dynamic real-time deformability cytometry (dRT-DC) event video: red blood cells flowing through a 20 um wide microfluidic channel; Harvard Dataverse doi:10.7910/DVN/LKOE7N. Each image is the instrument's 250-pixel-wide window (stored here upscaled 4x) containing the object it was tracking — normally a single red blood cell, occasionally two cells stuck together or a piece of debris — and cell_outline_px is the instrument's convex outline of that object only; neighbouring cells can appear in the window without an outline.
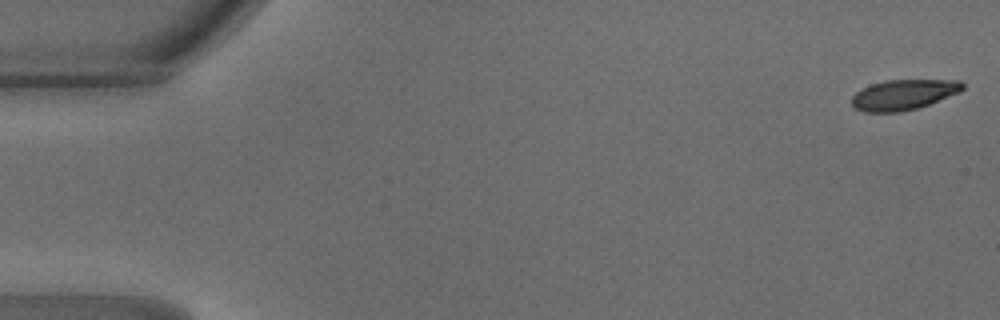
{"species": "common noctule bat (a hibernating species)", "species_latin": "Nyctalus noctula", "temperature_condition": "warm", "stored_images_in_passage": 48, "camera_frame_rate_fps": 3000, "um_per_image_px": 0.085, "animal": {"sex": "male", "body_mass_g": 18.8}, "frame": {"image": 1, "passage_image": 1, "time_ms": 0.0, "image_size_px": [1000, 320], "cell_outline_px": [[964, 88], [960, 92], [928, 104], [916, 108], [900, 112], [864, 112], [856, 108], [852, 104], [852, 96], [860, 88], [884, 80], [960, 80], [964, 84]], "centroid_in_image_um": [76.79, 8.04], "position_along_channel_um": 8.2, "area_um2": 19.54}}
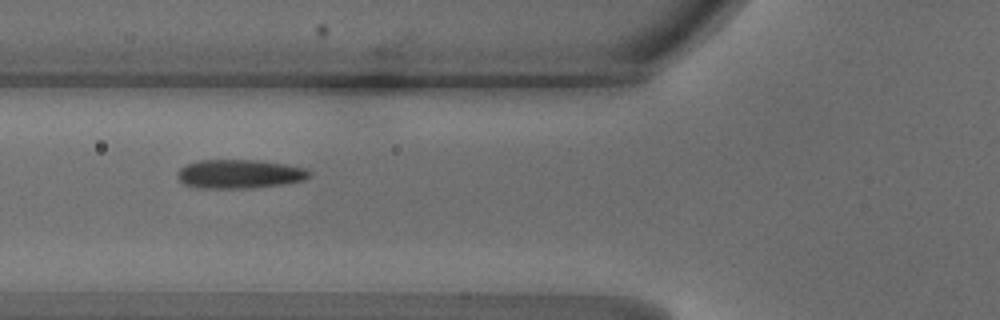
{"frame": {"image": 2, "passage_image": 18, "time_ms": 5.667, "image_size_px": [1000, 320], "cell_outline_px": [[312, 172], [304, 180], [280, 184], [248, 188], [196, 188], [184, 184], [176, 176], [176, 172], [180, 168], [188, 164], [200, 160], [256, 160], [284, 164], [304, 168]], "centroid_in_image_um": [20.3, 14.79], "position_along_channel_um": 105.5, "area_um2": 22.02}}
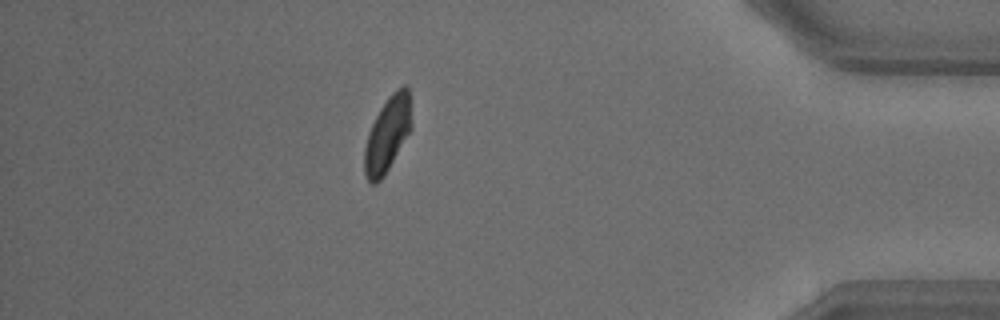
{"frame": {"image": 3, "passage_image": 42, "time_ms": 13.667, "image_size_px": [1000, 320], "cell_outline_px": [[412, 128], [384, 176], [376, 184], [372, 184], [368, 180], [364, 172], [364, 148], [368, 132], [380, 108], [388, 96], [396, 88], [404, 84], [408, 88], [412, 124]], "centroid_in_image_um": [32.93, 11.4], "position_along_channel_um": 402.3, "area_um2": 20.63}, "authors_computed_cell_mechanics": {"area_um2": 21.386, "velocity_mm_per_s": 4.2169, "shape_relaxation_time_tau1_ms": 3.7195, "shape_relaxation_time_tau2_ms": null, "deformation_change_tau1": 0.1261, "deformation_change_tau2": null}}